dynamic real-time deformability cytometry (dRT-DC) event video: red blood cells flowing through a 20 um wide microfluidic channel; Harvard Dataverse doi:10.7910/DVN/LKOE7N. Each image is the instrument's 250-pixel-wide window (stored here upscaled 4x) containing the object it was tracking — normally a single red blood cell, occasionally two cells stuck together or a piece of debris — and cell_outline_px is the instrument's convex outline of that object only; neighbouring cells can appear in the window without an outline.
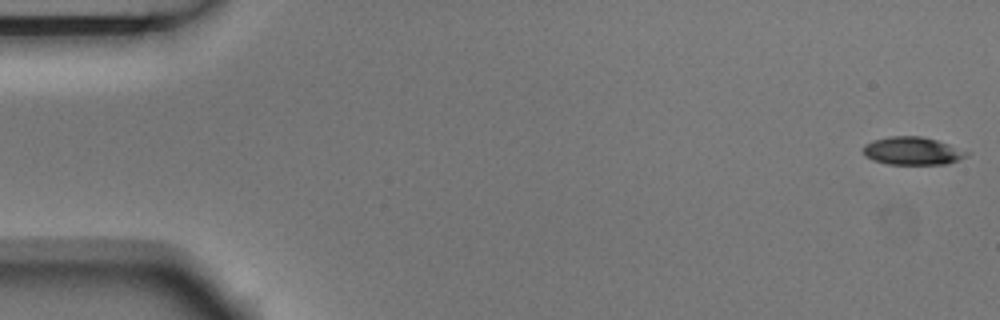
{"species": "Egyptian fruit bat (a non-hibernating species)", "species_latin": "Rousettus aegyptiacus", "temperature_condition": "room temperature", "stored_images_in_passage": 4, "camera_frame_rate_fps": 3000, "um_per_image_px": 0.085, "animal": {"sex": "male"}, "frame": {"image": 1, "passage_image": 1, "time_ms": 0.0, "image_size_px": [1000, 320], "cell_outline_px": [[968, 156], [948, 164], [888, 164], [872, 160], [864, 156], [864, 144], [872, 140], [888, 136], [924, 136], [948, 144], [968, 152]], "centroid_in_image_um": [77.53, 12.82], "position_along_channel_um": 7.5, "area_um2": 16.88}}
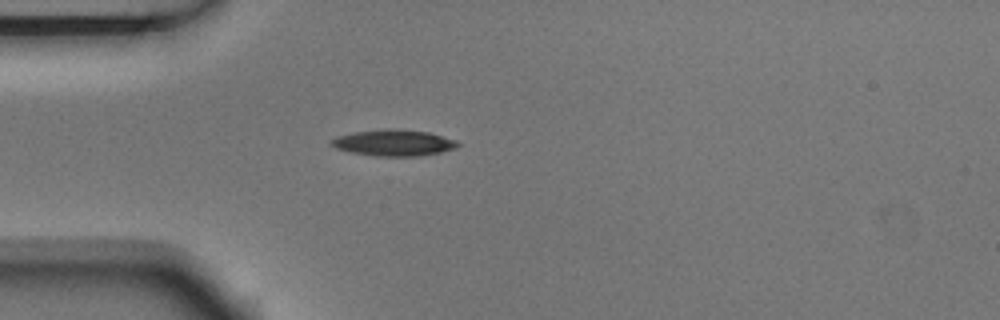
{"frame": {"image": 2, "passage_image": 4, "time_ms": 1.0, "image_size_px": [1000, 320], "cell_outline_px": [[460, 144], [456, 148], [440, 152], [416, 156], [376, 156], [352, 152], [336, 148], [328, 144], [336, 136], [352, 132], [388, 128], [392, 128], [428, 132], [456, 140]], "centroid_in_image_um": [33.44, 12.13], "position_along_channel_um": 51.6, "area_um2": 19.31}}